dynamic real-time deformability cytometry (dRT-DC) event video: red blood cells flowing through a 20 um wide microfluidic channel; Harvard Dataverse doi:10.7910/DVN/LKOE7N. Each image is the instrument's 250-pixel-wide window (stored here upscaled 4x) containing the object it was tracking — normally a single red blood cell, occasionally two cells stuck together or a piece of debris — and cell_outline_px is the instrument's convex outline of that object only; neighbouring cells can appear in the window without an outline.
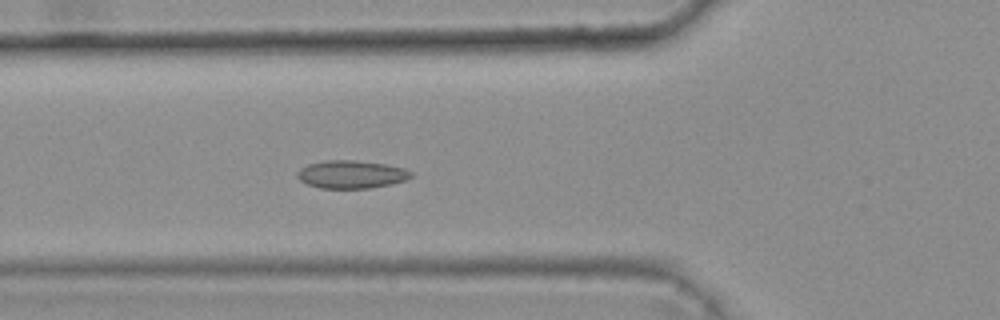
{"species": "common noctule bat (a hibernating species)", "species_latin": "Nyctalus noctula", "temperature_condition": "warm", "stored_images_in_passage": 5, "camera_frame_rate_fps": 3000, "um_per_image_px": 0.085, "animal": {"sex": "female", "body_mass_g": 25.1}, "frame": {"image": 1, "passage_image": 5, "time_ms": 1.333, "image_size_px": [1000, 320], "cell_outline_px": [[412, 176], [404, 180], [392, 184], [368, 188], [320, 188], [308, 184], [300, 180], [296, 176], [296, 172], [300, 168], [308, 164], [328, 160], [356, 160], [388, 164], [404, 168], [412, 172]], "centroid_in_image_um": [29.86, 14.81], "position_along_channel_um": 95.9, "area_um2": 18.55}}